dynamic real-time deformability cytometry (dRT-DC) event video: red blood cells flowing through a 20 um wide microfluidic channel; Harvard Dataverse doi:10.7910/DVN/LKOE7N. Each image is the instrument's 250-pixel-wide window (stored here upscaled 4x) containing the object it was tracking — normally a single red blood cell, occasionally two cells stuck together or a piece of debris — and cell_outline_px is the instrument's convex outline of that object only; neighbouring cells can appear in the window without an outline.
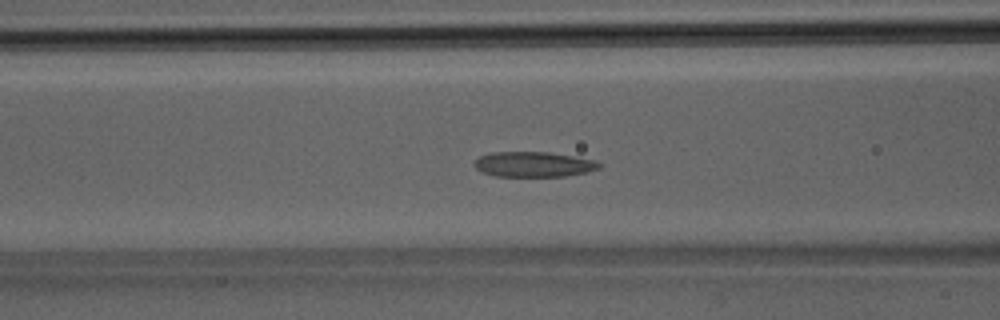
{"species": "Egyptian fruit bat (a non-hibernating species)", "species_latin": "Rousettus aegyptiacus", "temperature_condition": "room temperature", "stored_images_in_passage": 39, "camera_frame_rate_fps": 3000, "um_per_image_px": 0.085, "animal": {"sex": "male"}, "frame": {"image": 1, "passage_image": 15, "time_ms": 4.667, "image_size_px": [1000, 320], "cell_outline_px": [[604, 164], [600, 168], [588, 172], [564, 176], [496, 176], [484, 172], [476, 168], [476, 160], [480, 156], [492, 152], [548, 152], [596, 160]], "centroid_in_image_um": [45.43, 13.96], "position_along_channel_um": 121.2, "area_um2": 18.21}}
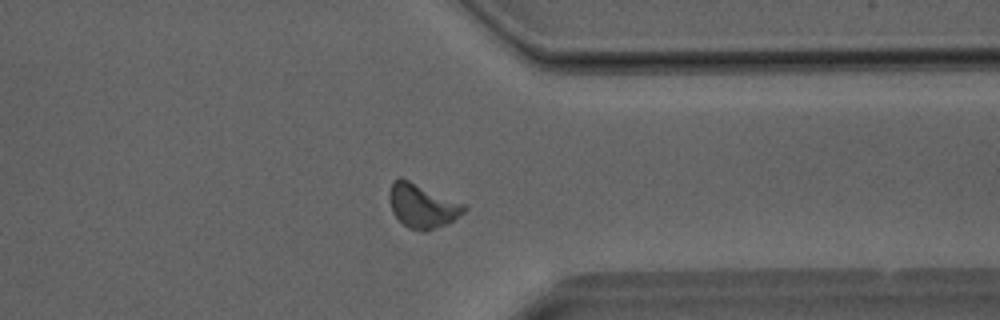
{"frame": {"image": 2, "passage_image": 30, "time_ms": 9.667, "image_size_px": [1000, 320], "cell_outline_px": [[468, 208], [460, 216], [448, 224], [424, 232], [408, 228], [392, 212], [388, 200], [388, 192], [392, 180], [400, 176], [468, 204]], "centroid_in_image_um": [35.91, 17.47], "position_along_channel_um": 375.5, "area_um2": 19.83}}
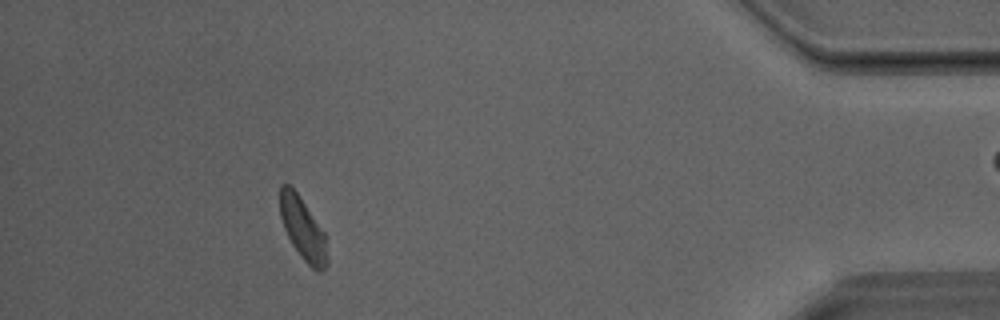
{"frame": {"image": 3, "passage_image": 35, "time_ms": 11.333, "image_size_px": [1000, 320], "cell_outline_px": [[328, 264], [320, 272], [316, 272], [300, 256], [292, 244], [284, 228], [280, 216], [280, 184], [288, 184], [296, 192], [324, 232], [328, 256]], "centroid_in_image_um": [25.75, 19.49], "position_along_channel_um": 409.5, "area_um2": 16.94}}